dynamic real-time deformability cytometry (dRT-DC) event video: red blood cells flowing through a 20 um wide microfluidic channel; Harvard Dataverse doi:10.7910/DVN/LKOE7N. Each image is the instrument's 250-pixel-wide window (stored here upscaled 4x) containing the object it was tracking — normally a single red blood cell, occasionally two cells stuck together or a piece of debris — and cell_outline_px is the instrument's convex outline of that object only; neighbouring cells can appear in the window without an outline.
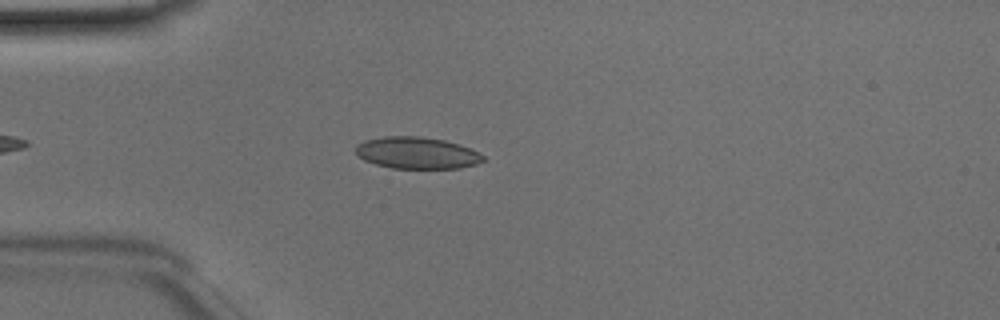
{"species": "Egyptian fruit bat (a non-hibernating species)", "species_latin": "Rousettus aegyptiacus", "temperature_condition": "room temperature", "stored_images_in_passage": 43, "camera_frame_rate_fps": 3000, "um_per_image_px": 0.085, "animal": {"sex": "male"}, "frame": {"image": 1, "passage_image": 7, "time_ms": 2.0, "image_size_px": [1000, 320], "cell_outline_px": [[484, 160], [476, 164], [460, 168], [392, 168], [376, 164], [364, 160], [356, 156], [356, 144], [364, 140], [384, 136], [420, 136], [444, 140], [460, 144], [472, 148], [484, 156]], "centroid_in_image_um": [35.42, 12.99], "position_along_channel_um": 49.6, "area_um2": 23.76}}
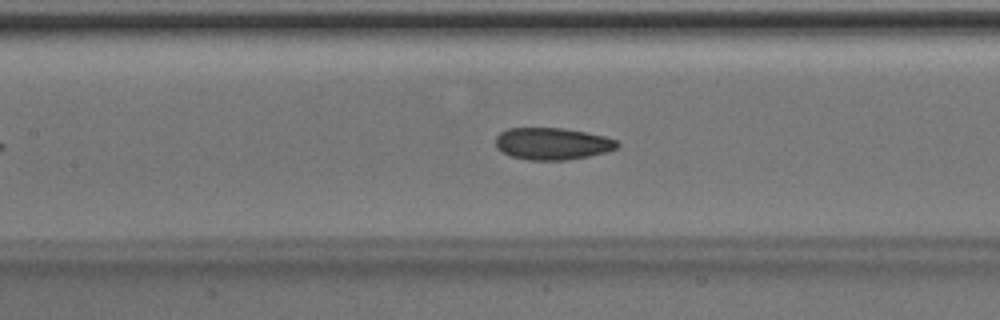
{"frame": {"image": 2, "passage_image": 16, "time_ms": 5.0, "image_size_px": [1000, 320], "cell_outline_px": [[620, 144], [616, 148], [604, 152], [588, 156], [564, 160], [528, 160], [512, 156], [496, 148], [496, 136], [500, 132], [508, 128], [560, 128], [584, 132], [604, 136], [616, 140]], "centroid_in_image_um": [46.92, 12.21], "position_along_channel_um": 160.5, "area_um2": 22.43}}
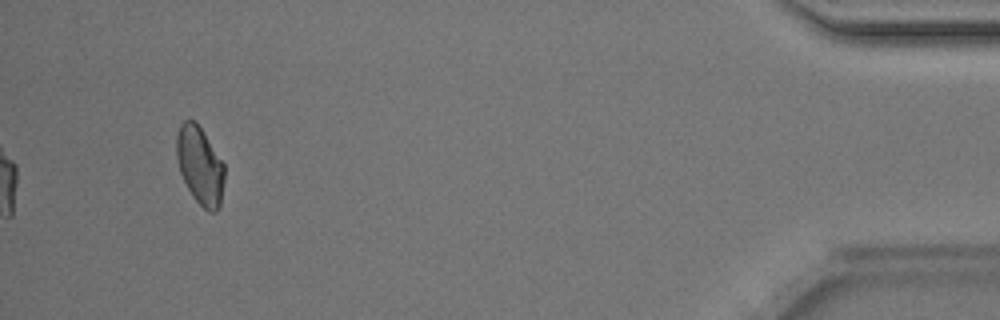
{"frame": {"image": 3, "passage_image": 40, "time_ms": 13.0, "image_size_px": [1000, 320], "cell_outline_px": [[224, 180], [220, 204], [212, 212], [208, 212], [192, 196], [180, 172], [176, 160], [176, 136], [180, 124], [184, 120], [192, 120], [200, 128], [224, 164]], "centroid_in_image_um": [16.97, 14.07], "position_along_channel_um": 418.2, "area_um2": 21.33}, "authors_computed_cell_mechanics": {"area_um2": 22.7154, "velocity_mm_per_s": 4.1105, "shape_relaxation_time_tau1_ms": null, "shape_relaxation_time_tau2_ms": 2.4106, "deformation_change_tau1": null, "deformation_change_tau2": 0.0658}}